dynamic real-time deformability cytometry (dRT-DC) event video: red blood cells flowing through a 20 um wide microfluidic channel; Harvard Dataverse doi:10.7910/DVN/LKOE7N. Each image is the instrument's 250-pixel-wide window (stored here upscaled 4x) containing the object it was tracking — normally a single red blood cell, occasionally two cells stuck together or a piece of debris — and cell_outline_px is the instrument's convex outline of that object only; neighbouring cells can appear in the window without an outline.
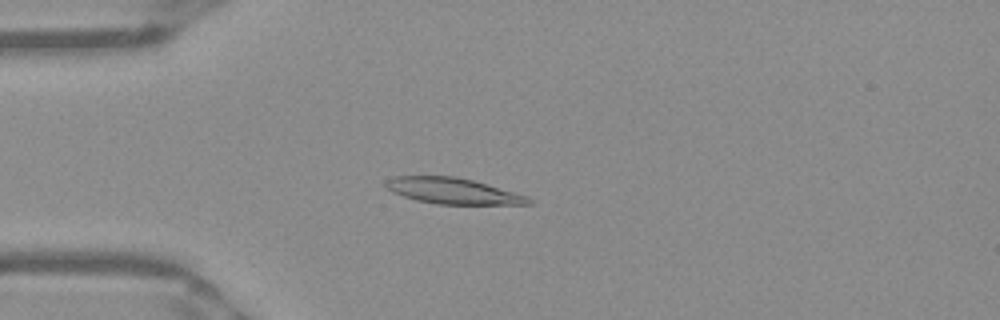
{"species": "Egyptian fruit bat (a non-hibernating species)", "species_latin": "Rousettus aegyptiacus", "temperature_condition": "warm", "stored_images_in_passage": 52, "camera_frame_rate_fps": 3000, "um_per_image_px": 0.085, "frame": {"image": 1, "passage_image": 14, "time_ms": 4.333, "image_size_px": [1000, 320], "cell_outline_px": [[532, 204], [436, 204], [416, 200], [392, 192], [384, 184], [384, 180], [392, 176], [456, 176], [472, 180], [528, 196], [532, 200]], "centroid_in_image_um": [38.45, 16.22], "position_along_channel_um": 46.5, "area_um2": 21.5}}
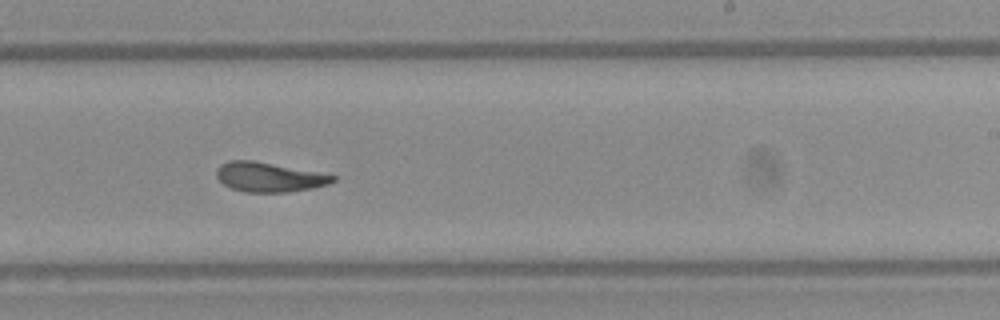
{"frame": {"image": 2, "passage_image": 32, "time_ms": 10.333, "image_size_px": [1000, 320], "cell_outline_px": [[336, 180], [328, 184], [312, 188], [288, 192], [244, 192], [232, 188], [224, 184], [216, 176], [216, 168], [220, 164], [228, 160], [252, 160], [316, 172], [336, 176]], "centroid_in_image_um": [22.82, 15.05], "position_along_channel_um": 266.2, "area_um2": 19.83}}
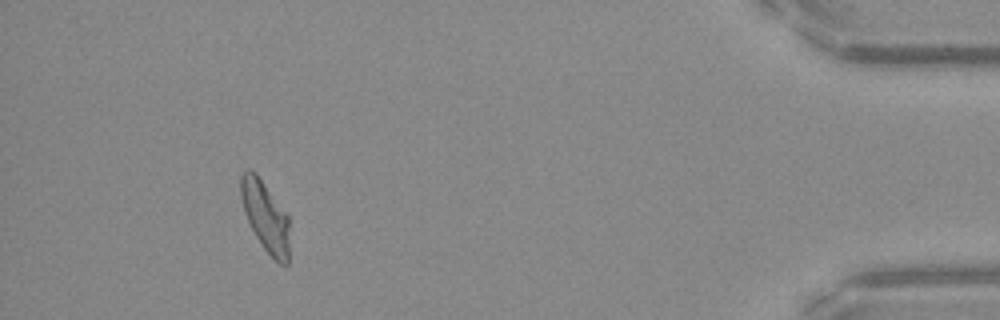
{"frame": {"image": 3, "passage_image": 48, "time_ms": 15.667, "image_size_px": [1000, 320], "cell_outline_px": [[288, 264], [280, 264], [264, 248], [256, 236], [244, 212], [240, 196], [240, 176], [248, 168], [256, 172], [288, 216]], "centroid_in_image_um": [22.53, 18.34], "position_along_channel_um": 412.7, "area_um2": 19.54}, "authors_computed_cell_mechanics": {"area_um2": 21.0681, "velocity_mm_per_s": 3.9239, "shape_relaxation_time_tau1_ms": 6.2396, "shape_relaxation_time_tau2_ms": 2.1845, "deformation_change_tau1": 0.2017, "deformation_change_tau2": 0.0868}}